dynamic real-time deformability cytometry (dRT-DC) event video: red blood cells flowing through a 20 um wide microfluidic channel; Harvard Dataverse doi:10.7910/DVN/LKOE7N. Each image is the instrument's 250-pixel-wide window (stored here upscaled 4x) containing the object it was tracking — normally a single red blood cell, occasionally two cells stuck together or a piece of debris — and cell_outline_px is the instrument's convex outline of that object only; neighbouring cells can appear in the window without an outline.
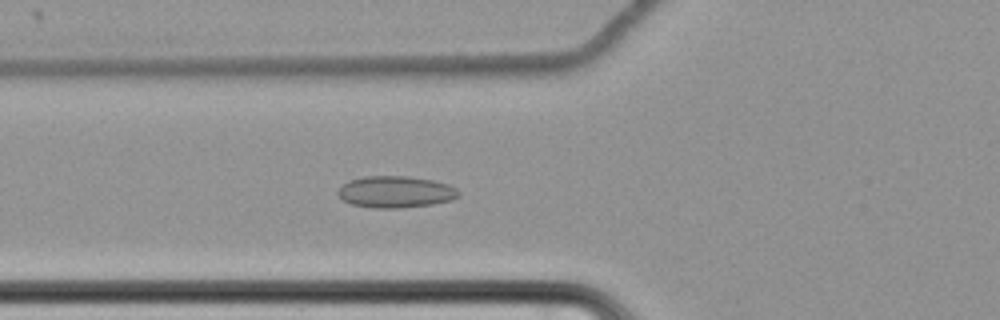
{"species": "common noctule bat (a hibernating species)", "species_latin": "Nyctalus noctula", "temperature_condition": "cold", "stored_images_in_passage": 64, "camera_frame_rate_fps": 3000, "um_per_image_px": 0.085, "animal": {"sex": "female", "body_mass_g": 22.7, "forearm_length_mm": 54.2}, "frame": {"image": 1, "passage_image": 27, "time_ms": 8.667, "image_size_px": [1000, 320], "cell_outline_px": [[460, 196], [452, 200], [432, 204], [400, 208], [376, 208], [352, 204], [344, 200], [336, 192], [348, 180], [364, 176], [408, 176], [432, 180], [448, 184], [456, 188], [460, 192]], "centroid_in_image_um": [33.65, 16.3], "position_along_channel_um": 92.1, "area_um2": 22.25}}
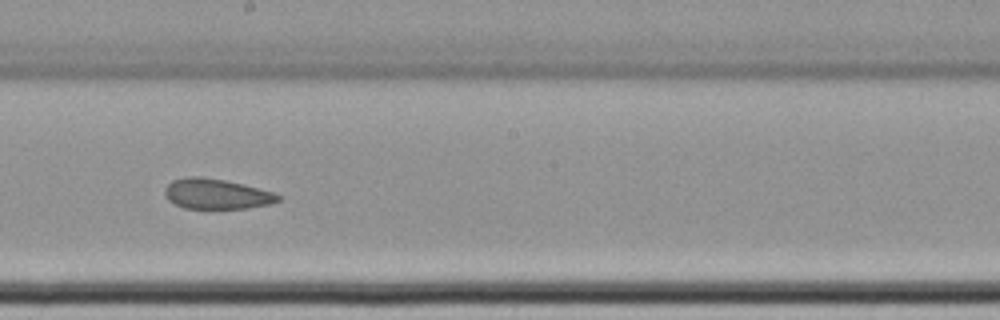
{"frame": {"image": 2, "passage_image": 39, "time_ms": 12.667, "image_size_px": [1000, 320], "cell_outline_px": [[280, 200], [272, 204], [248, 208], [184, 208], [168, 200], [164, 196], [164, 188], [172, 180], [184, 176], [200, 176], [224, 180], [272, 192], [280, 196]], "centroid_in_image_um": [18.35, 16.48], "position_along_channel_um": 229.9, "area_um2": 19.88}}
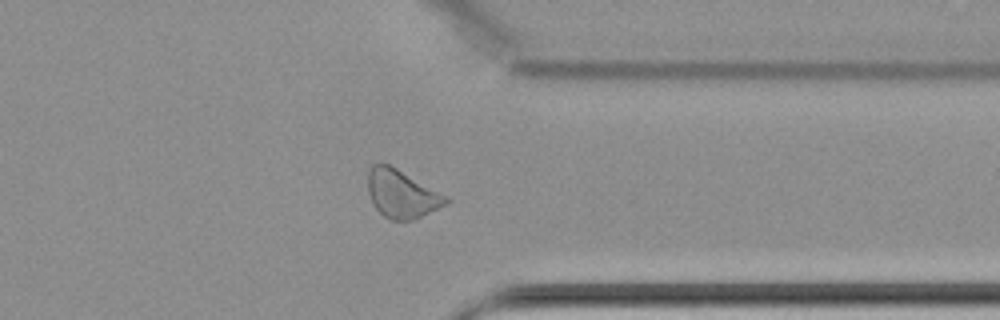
{"frame": {"image": 3, "passage_image": 52, "time_ms": 17.0, "image_size_px": [1000, 320], "cell_outline_px": [[452, 200], [448, 204], [412, 220], [392, 220], [384, 216], [372, 204], [368, 192], [368, 168], [372, 164], [388, 164], [396, 168], [448, 196]], "centroid_in_image_um": [34.15, 16.48], "position_along_channel_um": 377.2, "area_um2": 21.85}, "authors_computed_cell_mechanics": {"area_um2": 23.0044, "velocity_mm_per_s": 3.446, "shape_relaxation_time_tau1_ms": null, "shape_relaxation_time_tau2_ms": 4.0277, "deformation_change_tau1": null, "deformation_change_tau2": 0.0816}}